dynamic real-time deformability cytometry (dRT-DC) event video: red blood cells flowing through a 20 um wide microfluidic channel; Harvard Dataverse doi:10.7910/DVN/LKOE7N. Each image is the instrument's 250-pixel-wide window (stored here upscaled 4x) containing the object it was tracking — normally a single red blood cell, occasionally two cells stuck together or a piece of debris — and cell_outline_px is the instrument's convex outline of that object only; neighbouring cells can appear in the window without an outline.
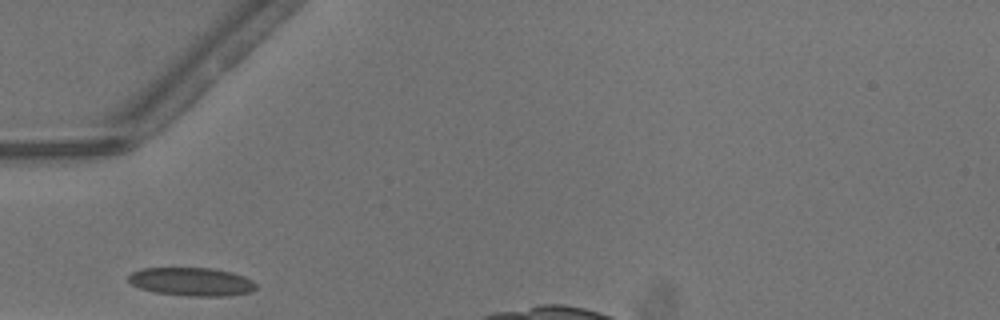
{"species": "common noctule bat (a hibernating species)", "species_latin": "Nyctalus noctula", "temperature_condition": "warm", "stored_images_in_passage": 3, "camera_frame_rate_fps": 3000, "um_per_image_px": 0.085, "animal": {"sex": "male", "body_mass_g": 13.3}, "frame": {"image": 1, "passage_image": 1, "time_ms": 0.0, "image_size_px": [1000, 320], "cell_outline_px": [[256, 288], [248, 292], [228, 296], [188, 296], [156, 292], [140, 288], [132, 284], [128, 280], [128, 276], [132, 272], [140, 268], [212, 268], [232, 272], [244, 276], [252, 280], [256, 284]], "centroid_in_image_um": [16.28, 23.94], "position_along_channel_um": 68.7, "area_um2": 21.04}}